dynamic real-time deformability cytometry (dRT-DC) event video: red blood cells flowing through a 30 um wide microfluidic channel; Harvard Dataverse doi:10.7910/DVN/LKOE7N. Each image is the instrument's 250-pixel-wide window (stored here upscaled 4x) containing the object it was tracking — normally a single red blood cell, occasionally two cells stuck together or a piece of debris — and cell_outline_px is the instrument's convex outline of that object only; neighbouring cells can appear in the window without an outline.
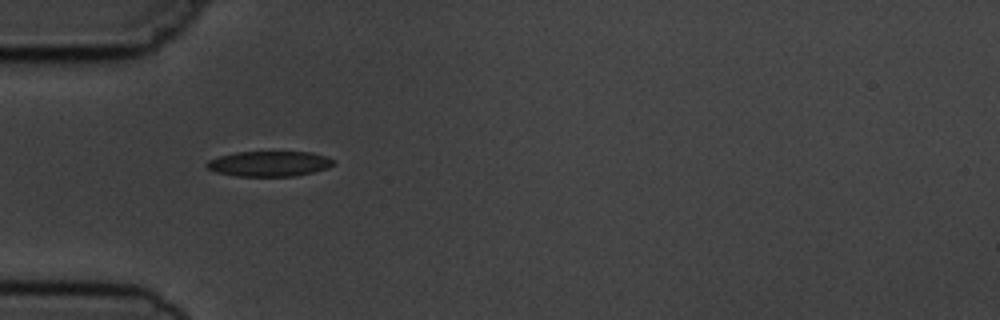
{"species": "common noctule bat (a hibernating species)", "species_latin": "Nyctalus noctula", "temperature_condition": "cold", "stored_images_in_passage": 2, "camera_frame_rate_fps": 3000, "um_per_image_px": 0.085, "animal": {"sex": "male", "body_mass_g": 19.5, "forearm_length_mm": 54.6}, "frame": {"image": 1, "passage_image": 1, "time_ms": 0.0, "image_size_px": [1000, 320], "cell_outline_px": [[336, 164], [328, 168], [296, 176], [236, 176], [216, 172], [208, 168], [204, 164], [208, 160], [220, 156], [236, 152], [312, 152], [328, 156], [336, 160]], "centroid_in_image_um": [22.94, 13.91], "position_along_channel_um": 62.1, "area_um2": 18.84}}
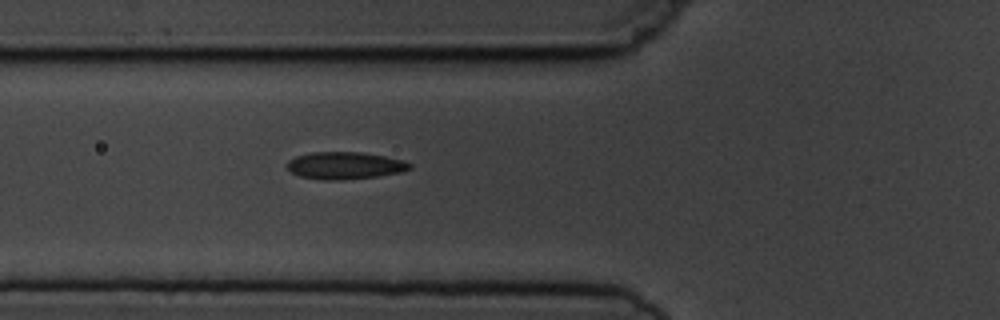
{"frame": {"image": 2, "passage_image": 2, "time_ms": 1.0, "image_size_px": [1000, 320], "cell_outline_px": [[412, 168], [400, 172], [376, 176], [340, 180], [324, 180], [300, 176], [292, 172], [284, 164], [288, 160], [296, 156], [312, 152], [364, 152], [404, 160], [412, 164]], "centroid_in_image_um": [29.3, 14.06], "position_along_channel_um": 96.5, "area_um2": 19.48}}